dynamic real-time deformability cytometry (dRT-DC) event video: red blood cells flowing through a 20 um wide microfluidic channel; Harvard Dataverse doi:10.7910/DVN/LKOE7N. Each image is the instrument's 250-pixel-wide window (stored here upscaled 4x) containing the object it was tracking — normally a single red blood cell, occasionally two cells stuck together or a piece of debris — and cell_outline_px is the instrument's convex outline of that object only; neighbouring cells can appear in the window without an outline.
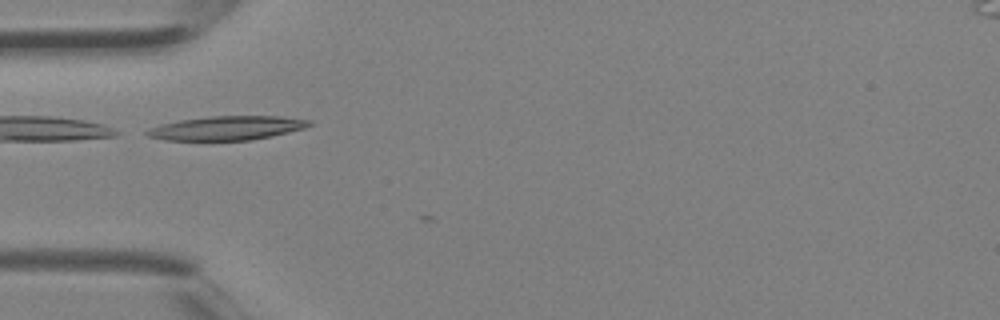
{"species": "Egyptian fruit bat (a non-hibernating species)", "species_latin": "Rousettus aegyptiacus", "temperature_condition": "room temperature", "stored_images_in_passage": 4, "camera_frame_rate_fps": 3000, "um_per_image_px": 0.085, "animal": {"sex": "female"}, "frame": {"image": 1, "passage_image": 3, "time_ms": 0.667, "image_size_px": [1000, 320], "cell_outline_px": [[312, 124], [304, 128], [272, 136], [252, 140], [164, 140], [148, 136], [144, 132], [148, 128], [160, 124], [180, 120], [212, 116], [280, 116], [312, 120]], "centroid_in_image_um": [19.28, 10.88], "position_along_channel_um": 65.7, "area_um2": 22.72}}
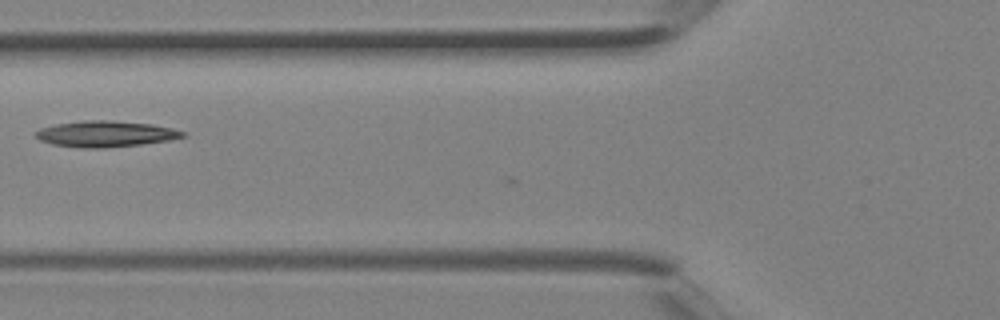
{"frame": {"image": 2, "passage_image": 4, "time_ms": 1.0, "image_size_px": [1000, 320], "cell_outline_px": [[188, 136], [168, 140], [140, 144], [104, 148], [80, 148], [52, 144], [40, 140], [32, 132], [40, 128], [56, 124], [84, 120], [108, 120], [152, 124], [172, 128], [184, 132]], "centroid_in_image_um": [8.94, 11.38], "position_along_channel_um": 116.9, "area_um2": 22.31}}